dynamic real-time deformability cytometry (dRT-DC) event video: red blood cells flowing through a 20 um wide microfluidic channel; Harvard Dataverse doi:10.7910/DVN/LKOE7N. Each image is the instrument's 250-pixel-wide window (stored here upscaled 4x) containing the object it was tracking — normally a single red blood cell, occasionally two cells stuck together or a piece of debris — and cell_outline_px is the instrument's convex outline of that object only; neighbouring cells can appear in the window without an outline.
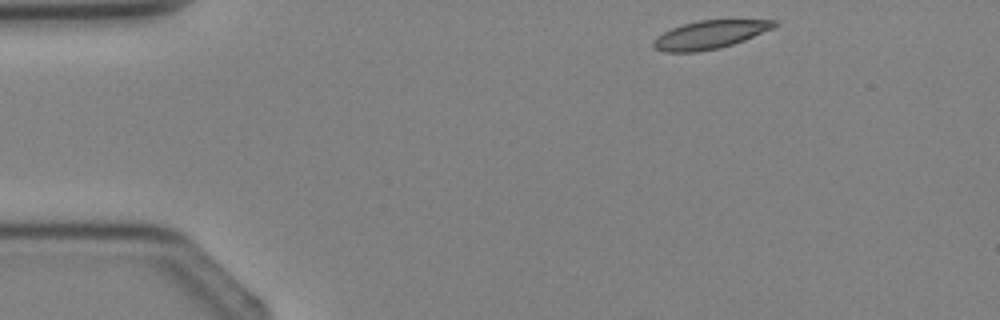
{"species": "Egyptian fruit bat (a non-hibernating species)", "species_latin": "Rousettus aegyptiacus", "temperature_condition": "cold", "stored_images_in_passage": 3, "camera_frame_rate_fps": 3000, "um_per_image_px": 0.085, "animal": {"sex": "female"}, "frame": {"image": 1, "passage_image": 1, "time_ms": 0.0, "image_size_px": [1000, 320], "cell_outline_px": [[776, 24], [772, 28], [744, 40], [720, 48], [696, 52], [664, 52], [656, 48], [652, 44], [652, 40], [656, 36], [672, 28], [684, 24], [700, 20], [776, 20]], "centroid_in_image_um": [60.28, 2.95], "position_along_channel_um": 24.7, "area_um2": 19.59}}
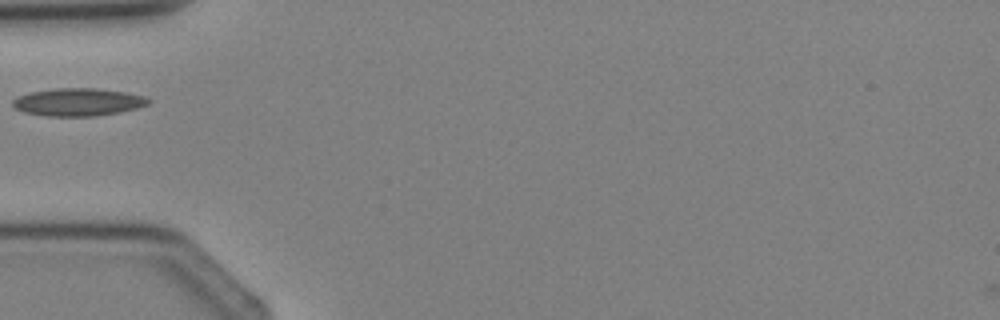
{"frame": {"image": 2, "passage_image": 3, "time_ms": 2.333, "image_size_px": [1000, 320], "cell_outline_px": [[152, 100], [148, 104], [136, 108], [120, 112], [96, 116], [48, 116], [24, 112], [16, 108], [12, 104], [12, 100], [16, 96], [28, 92], [52, 88], [96, 88], [124, 92], [144, 96]], "centroid_in_image_um": [6.61, 8.67], "position_along_channel_um": 78.4, "area_um2": 22.02}}